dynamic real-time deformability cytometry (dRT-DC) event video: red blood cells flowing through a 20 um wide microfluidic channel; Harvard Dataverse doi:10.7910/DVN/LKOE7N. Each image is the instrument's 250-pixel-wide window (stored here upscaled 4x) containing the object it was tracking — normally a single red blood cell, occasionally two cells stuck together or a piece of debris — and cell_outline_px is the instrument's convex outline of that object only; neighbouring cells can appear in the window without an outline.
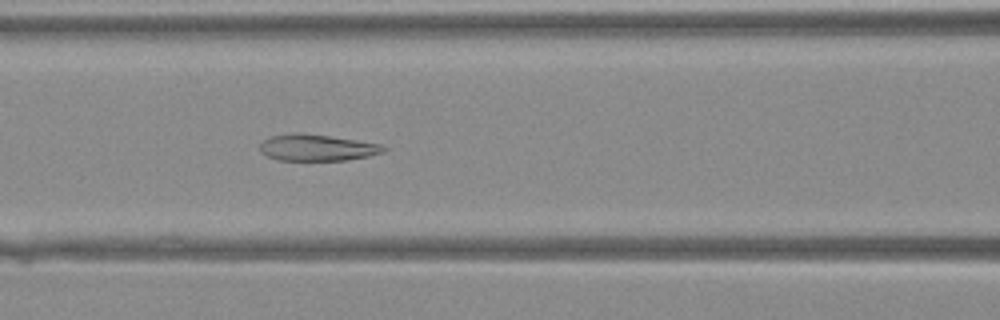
{"species": "Egyptian fruit bat (a non-hibernating species)", "species_latin": "Rousettus aegyptiacus", "temperature_condition": "warm", "stored_images_in_passage": 39, "camera_frame_rate_fps": 3000, "um_per_image_px": 0.085, "animal": {"sex": "female"}, "frame": {"image": 1, "passage_image": 16, "time_ms": 5.0, "image_size_px": [1000, 320], "cell_outline_px": [[388, 148], [384, 152], [368, 156], [348, 160], [280, 160], [268, 156], [260, 152], [260, 144], [264, 140], [272, 136], [292, 132], [300, 132], [328, 136], [380, 144]], "centroid_in_image_um": [26.94, 12.54], "position_along_channel_um": 139.7, "area_um2": 18.96}}
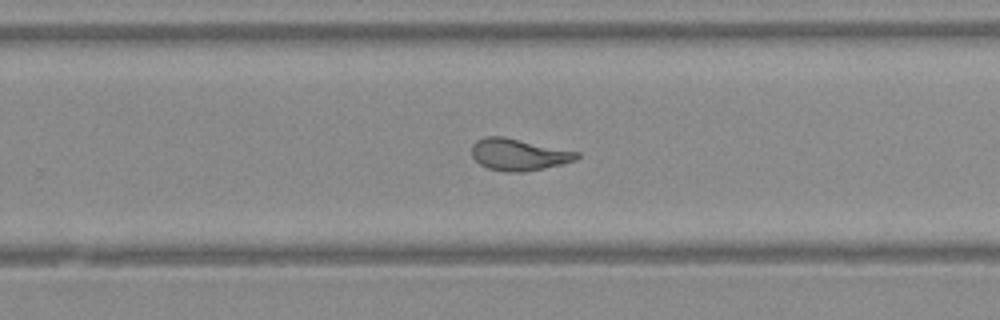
{"frame": {"image": 2, "passage_image": 25, "time_ms": 8.0, "image_size_px": [1000, 320], "cell_outline_px": [[580, 156], [576, 160], [564, 164], [524, 172], [504, 172], [488, 168], [480, 164], [472, 156], [472, 144], [476, 140], [484, 136], [504, 136], [580, 152]], "centroid_in_image_um": [44.1, 13.13], "position_along_channel_um": 285.7, "area_um2": 19.71}}
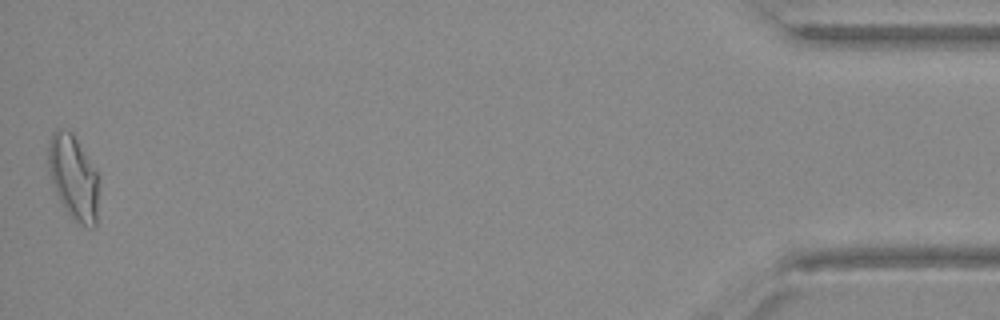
{"frame": {"image": 3, "passage_image": 39, "time_ms": 12.667, "image_size_px": [1000, 320], "cell_outline_px": [[96, 224], [92, 228], [76, 220], [68, 212], [60, 200], [56, 192], [52, 180], [48, 164], [48, 144], [52, 132], [60, 128], [72, 132], [96, 172]], "centroid_in_image_um": [6.2, 15.01], "position_along_channel_um": 429.0, "area_um2": 23.7}}